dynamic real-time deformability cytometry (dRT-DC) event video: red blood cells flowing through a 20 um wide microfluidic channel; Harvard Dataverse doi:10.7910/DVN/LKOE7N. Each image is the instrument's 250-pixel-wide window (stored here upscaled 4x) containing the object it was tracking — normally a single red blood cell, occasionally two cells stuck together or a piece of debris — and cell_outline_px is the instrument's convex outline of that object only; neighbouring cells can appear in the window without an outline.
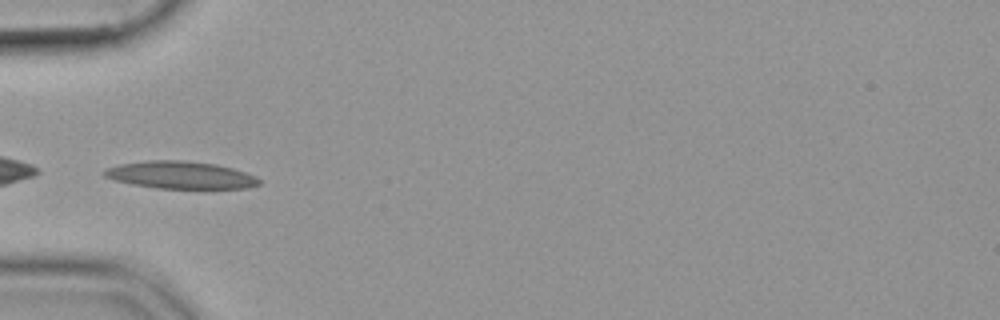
{"species": "common noctule bat (a hibernating species)", "species_latin": "Nyctalus noctula", "temperature_condition": "cold", "stored_images_in_passage": 35, "camera_frame_rate_fps": 3000, "um_per_image_px": 0.085, "animal": {"sex": "female", "body_mass_g": 19.9}, "frame": {"image": 1, "passage_image": 1, "time_ms": 0.0, "image_size_px": [1000, 320], "cell_outline_px": [[260, 184], [248, 188], [156, 188], [132, 184], [116, 180], [104, 176], [100, 172], [104, 168], [120, 164], [148, 160], [184, 160], [216, 164], [232, 168], [256, 176], [260, 180]], "centroid_in_image_um": [15.31, 14.87], "position_along_channel_um": 69.7, "area_um2": 24.74}}
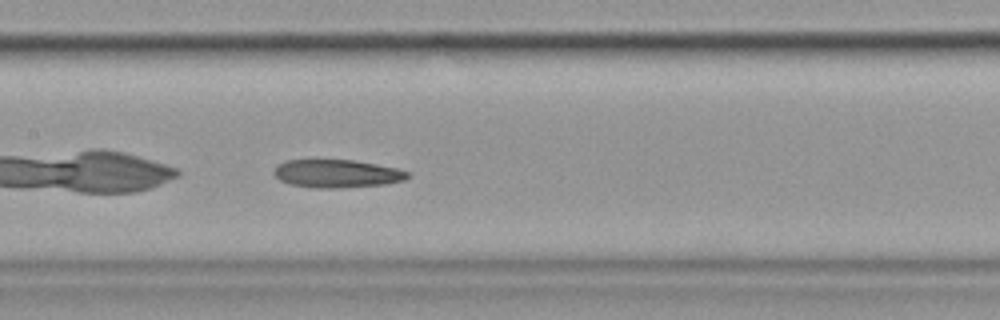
{"frame": {"image": 2, "passage_image": 10, "time_ms": 3.0, "image_size_px": [1000, 320], "cell_outline_px": [[412, 176], [404, 180], [384, 184], [332, 188], [316, 188], [292, 184], [280, 180], [272, 172], [276, 164], [284, 160], [352, 160], [376, 164], [396, 168], [412, 172]], "centroid_in_image_um": [28.64, 14.74], "position_along_channel_um": 178.8, "area_um2": 21.85}}
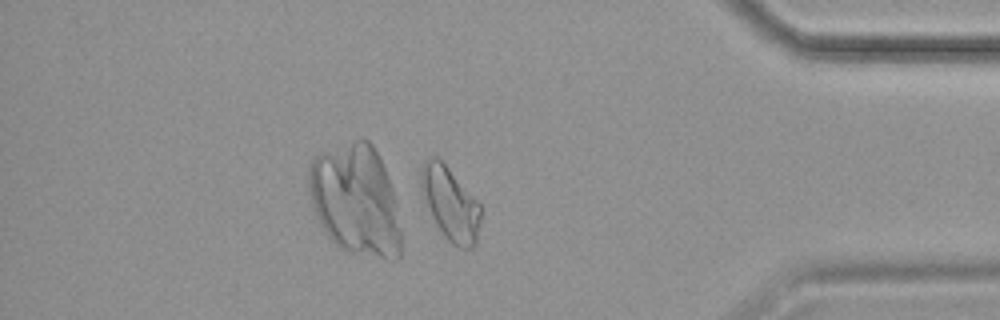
{"frame": {"image": 3, "passage_image": 30, "time_ms": 9.667, "image_size_px": [1000, 320], "cell_outline_px": [[480, 220], [476, 244], [472, 248], [464, 248], [452, 244], [444, 236], [436, 224], [420, 192], [420, 168], [424, 160], [432, 156], [436, 156], [448, 168], [480, 204]], "centroid_in_image_um": [38.24, 17.3], "position_along_channel_um": 397.0, "area_um2": 25.26}}